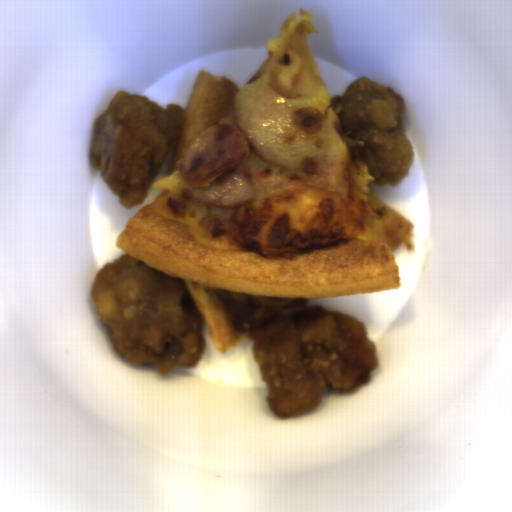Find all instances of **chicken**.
Instances as JSON below:
<instances>
[{
    "label": "chicken",
    "mask_w": 512,
    "mask_h": 512,
    "mask_svg": "<svg viewBox=\"0 0 512 512\" xmlns=\"http://www.w3.org/2000/svg\"><path fill=\"white\" fill-rule=\"evenodd\" d=\"M90 293L99 322L131 366L154 364L160 378L199 365L207 347L203 318L182 278L127 252L97 270Z\"/></svg>",
    "instance_id": "obj_2"
},
{
    "label": "chicken",
    "mask_w": 512,
    "mask_h": 512,
    "mask_svg": "<svg viewBox=\"0 0 512 512\" xmlns=\"http://www.w3.org/2000/svg\"><path fill=\"white\" fill-rule=\"evenodd\" d=\"M367 334L357 318L320 305L251 328L247 337L254 340L270 412L282 419L305 415L321 405L327 385L348 390L369 384L380 362Z\"/></svg>",
    "instance_id": "obj_1"
},
{
    "label": "chicken",
    "mask_w": 512,
    "mask_h": 512,
    "mask_svg": "<svg viewBox=\"0 0 512 512\" xmlns=\"http://www.w3.org/2000/svg\"><path fill=\"white\" fill-rule=\"evenodd\" d=\"M330 103L344 134L364 141L358 157L368 166L377 186L396 187L410 177L414 145L403 127L406 99L393 86L360 76L342 95H333Z\"/></svg>",
    "instance_id": "obj_4"
},
{
    "label": "chicken",
    "mask_w": 512,
    "mask_h": 512,
    "mask_svg": "<svg viewBox=\"0 0 512 512\" xmlns=\"http://www.w3.org/2000/svg\"><path fill=\"white\" fill-rule=\"evenodd\" d=\"M185 109L148 96L117 91L93 123L89 163L120 205L143 204L168 154L177 146Z\"/></svg>",
    "instance_id": "obj_3"
}]
</instances>
